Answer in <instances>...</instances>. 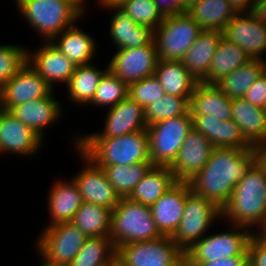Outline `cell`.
<instances>
[{"mask_svg":"<svg viewBox=\"0 0 266 266\" xmlns=\"http://www.w3.org/2000/svg\"><path fill=\"white\" fill-rule=\"evenodd\" d=\"M263 155L261 149L214 148L206 165L189 181L191 190L222 209L235 185Z\"/></svg>","mask_w":266,"mask_h":266,"instance_id":"obj_1","label":"cell"},{"mask_svg":"<svg viewBox=\"0 0 266 266\" xmlns=\"http://www.w3.org/2000/svg\"><path fill=\"white\" fill-rule=\"evenodd\" d=\"M225 217V218H224ZM231 225L259 231L266 224V158L262 155L235 185L221 209V219Z\"/></svg>","mask_w":266,"mask_h":266,"instance_id":"obj_2","label":"cell"},{"mask_svg":"<svg viewBox=\"0 0 266 266\" xmlns=\"http://www.w3.org/2000/svg\"><path fill=\"white\" fill-rule=\"evenodd\" d=\"M78 148L97 166L151 162L147 130L112 138H78Z\"/></svg>","mask_w":266,"mask_h":266,"instance_id":"obj_3","label":"cell"},{"mask_svg":"<svg viewBox=\"0 0 266 266\" xmlns=\"http://www.w3.org/2000/svg\"><path fill=\"white\" fill-rule=\"evenodd\" d=\"M15 1L17 10L23 15L25 21L39 33L38 36L42 37L44 42H50L84 16L68 0Z\"/></svg>","mask_w":266,"mask_h":266,"instance_id":"obj_4","label":"cell"},{"mask_svg":"<svg viewBox=\"0 0 266 266\" xmlns=\"http://www.w3.org/2000/svg\"><path fill=\"white\" fill-rule=\"evenodd\" d=\"M162 236L149 206L120 198L111 211L110 238L115 248L132 242L155 240Z\"/></svg>","mask_w":266,"mask_h":266,"instance_id":"obj_5","label":"cell"},{"mask_svg":"<svg viewBox=\"0 0 266 266\" xmlns=\"http://www.w3.org/2000/svg\"><path fill=\"white\" fill-rule=\"evenodd\" d=\"M230 231L208 233L184 252L185 266L199 262L217 261L238 255H248V244L254 231L244 226L231 225Z\"/></svg>","mask_w":266,"mask_h":266,"instance_id":"obj_6","label":"cell"},{"mask_svg":"<svg viewBox=\"0 0 266 266\" xmlns=\"http://www.w3.org/2000/svg\"><path fill=\"white\" fill-rule=\"evenodd\" d=\"M216 218L221 219V209L205 197L196 195L186 182V201L180 225L172 236L173 242L183 251L203 238Z\"/></svg>","mask_w":266,"mask_h":266,"instance_id":"obj_7","label":"cell"},{"mask_svg":"<svg viewBox=\"0 0 266 266\" xmlns=\"http://www.w3.org/2000/svg\"><path fill=\"white\" fill-rule=\"evenodd\" d=\"M201 31L186 12L164 16L154 30L158 60L181 61Z\"/></svg>","mask_w":266,"mask_h":266,"instance_id":"obj_8","label":"cell"},{"mask_svg":"<svg viewBox=\"0 0 266 266\" xmlns=\"http://www.w3.org/2000/svg\"><path fill=\"white\" fill-rule=\"evenodd\" d=\"M192 128L193 118L189 110L178 117L147 126L152 165L170 167Z\"/></svg>","mask_w":266,"mask_h":266,"instance_id":"obj_9","label":"cell"},{"mask_svg":"<svg viewBox=\"0 0 266 266\" xmlns=\"http://www.w3.org/2000/svg\"><path fill=\"white\" fill-rule=\"evenodd\" d=\"M116 260L123 266H185L184 252L170 236L119 246Z\"/></svg>","mask_w":266,"mask_h":266,"instance_id":"obj_10","label":"cell"},{"mask_svg":"<svg viewBox=\"0 0 266 266\" xmlns=\"http://www.w3.org/2000/svg\"><path fill=\"white\" fill-rule=\"evenodd\" d=\"M36 240V252L48 262L69 265L88 238L72 222L44 227Z\"/></svg>","mask_w":266,"mask_h":266,"instance_id":"obj_11","label":"cell"},{"mask_svg":"<svg viewBox=\"0 0 266 266\" xmlns=\"http://www.w3.org/2000/svg\"><path fill=\"white\" fill-rule=\"evenodd\" d=\"M74 147L80 153V159L84 166L80 172L74 175L72 180L78 187L84 202L93 203L109 208L111 211L117 206L120 197L116 194L114 187L107 180L105 172L98 167L78 148V137H75Z\"/></svg>","mask_w":266,"mask_h":266,"instance_id":"obj_12","label":"cell"},{"mask_svg":"<svg viewBox=\"0 0 266 266\" xmlns=\"http://www.w3.org/2000/svg\"><path fill=\"white\" fill-rule=\"evenodd\" d=\"M158 62L154 40L138 48L119 49L107 65L108 71L128 86L154 75Z\"/></svg>","mask_w":266,"mask_h":266,"instance_id":"obj_13","label":"cell"},{"mask_svg":"<svg viewBox=\"0 0 266 266\" xmlns=\"http://www.w3.org/2000/svg\"><path fill=\"white\" fill-rule=\"evenodd\" d=\"M53 88L27 62L0 88V108L10 111L14 106L48 96Z\"/></svg>","mask_w":266,"mask_h":266,"instance_id":"obj_14","label":"cell"},{"mask_svg":"<svg viewBox=\"0 0 266 266\" xmlns=\"http://www.w3.org/2000/svg\"><path fill=\"white\" fill-rule=\"evenodd\" d=\"M223 37L242 48L252 59H264L266 24L252 12L237 13L225 26Z\"/></svg>","mask_w":266,"mask_h":266,"instance_id":"obj_15","label":"cell"},{"mask_svg":"<svg viewBox=\"0 0 266 266\" xmlns=\"http://www.w3.org/2000/svg\"><path fill=\"white\" fill-rule=\"evenodd\" d=\"M214 147L200 131L194 127L186 136L177 158L169 167L178 182H189L206 165Z\"/></svg>","mask_w":266,"mask_h":266,"instance_id":"obj_16","label":"cell"},{"mask_svg":"<svg viewBox=\"0 0 266 266\" xmlns=\"http://www.w3.org/2000/svg\"><path fill=\"white\" fill-rule=\"evenodd\" d=\"M104 130L101 133L78 135V138H112L147 130L145 109L130 97L108 108Z\"/></svg>","mask_w":266,"mask_h":266,"instance_id":"obj_17","label":"cell"},{"mask_svg":"<svg viewBox=\"0 0 266 266\" xmlns=\"http://www.w3.org/2000/svg\"><path fill=\"white\" fill-rule=\"evenodd\" d=\"M44 140L18 120L10 111L0 108V154L34 155Z\"/></svg>","mask_w":266,"mask_h":266,"instance_id":"obj_18","label":"cell"},{"mask_svg":"<svg viewBox=\"0 0 266 266\" xmlns=\"http://www.w3.org/2000/svg\"><path fill=\"white\" fill-rule=\"evenodd\" d=\"M42 43L35 52L28 49V63L54 90L56 83H68L76 66L51 42Z\"/></svg>","mask_w":266,"mask_h":266,"instance_id":"obj_19","label":"cell"},{"mask_svg":"<svg viewBox=\"0 0 266 266\" xmlns=\"http://www.w3.org/2000/svg\"><path fill=\"white\" fill-rule=\"evenodd\" d=\"M54 90L46 97L14 106L10 112L43 140L45 129L61 118V103L55 98Z\"/></svg>","mask_w":266,"mask_h":266,"instance_id":"obj_20","label":"cell"},{"mask_svg":"<svg viewBox=\"0 0 266 266\" xmlns=\"http://www.w3.org/2000/svg\"><path fill=\"white\" fill-rule=\"evenodd\" d=\"M186 182H176L150 208L153 220L163 236L172 237L184 212Z\"/></svg>","mask_w":266,"mask_h":266,"instance_id":"obj_21","label":"cell"},{"mask_svg":"<svg viewBox=\"0 0 266 266\" xmlns=\"http://www.w3.org/2000/svg\"><path fill=\"white\" fill-rule=\"evenodd\" d=\"M232 120L239 126L244 139L253 147L266 148L265 109L249 103L243 97L232 99Z\"/></svg>","mask_w":266,"mask_h":266,"instance_id":"obj_22","label":"cell"},{"mask_svg":"<svg viewBox=\"0 0 266 266\" xmlns=\"http://www.w3.org/2000/svg\"><path fill=\"white\" fill-rule=\"evenodd\" d=\"M191 116L211 115L222 121L232 119V99L216 84L198 82L189 99Z\"/></svg>","mask_w":266,"mask_h":266,"instance_id":"obj_23","label":"cell"},{"mask_svg":"<svg viewBox=\"0 0 266 266\" xmlns=\"http://www.w3.org/2000/svg\"><path fill=\"white\" fill-rule=\"evenodd\" d=\"M52 186L49 189L47 206L51 221L46 227L61 222H71L83 202L81 193L72 179L56 180Z\"/></svg>","mask_w":266,"mask_h":266,"instance_id":"obj_24","label":"cell"},{"mask_svg":"<svg viewBox=\"0 0 266 266\" xmlns=\"http://www.w3.org/2000/svg\"><path fill=\"white\" fill-rule=\"evenodd\" d=\"M75 22L50 42L75 66L92 63L97 47L94 37L77 27Z\"/></svg>","mask_w":266,"mask_h":266,"instance_id":"obj_25","label":"cell"},{"mask_svg":"<svg viewBox=\"0 0 266 266\" xmlns=\"http://www.w3.org/2000/svg\"><path fill=\"white\" fill-rule=\"evenodd\" d=\"M112 11L110 18L109 37L117 49L138 48L150 44L154 40V31L148 27L138 25L133 19L119 9Z\"/></svg>","mask_w":266,"mask_h":266,"instance_id":"obj_26","label":"cell"},{"mask_svg":"<svg viewBox=\"0 0 266 266\" xmlns=\"http://www.w3.org/2000/svg\"><path fill=\"white\" fill-rule=\"evenodd\" d=\"M222 36V32L202 30L181 60L198 82L208 75L212 58Z\"/></svg>","mask_w":266,"mask_h":266,"instance_id":"obj_27","label":"cell"},{"mask_svg":"<svg viewBox=\"0 0 266 266\" xmlns=\"http://www.w3.org/2000/svg\"><path fill=\"white\" fill-rule=\"evenodd\" d=\"M186 13L202 30L223 32L237 14L228 0H200L187 8Z\"/></svg>","mask_w":266,"mask_h":266,"instance_id":"obj_28","label":"cell"},{"mask_svg":"<svg viewBox=\"0 0 266 266\" xmlns=\"http://www.w3.org/2000/svg\"><path fill=\"white\" fill-rule=\"evenodd\" d=\"M177 181L167 166H152L128 199L151 207Z\"/></svg>","mask_w":266,"mask_h":266,"instance_id":"obj_29","label":"cell"},{"mask_svg":"<svg viewBox=\"0 0 266 266\" xmlns=\"http://www.w3.org/2000/svg\"><path fill=\"white\" fill-rule=\"evenodd\" d=\"M154 75L166 94L190 98L198 81L181 61L158 60Z\"/></svg>","mask_w":266,"mask_h":266,"instance_id":"obj_30","label":"cell"},{"mask_svg":"<svg viewBox=\"0 0 266 266\" xmlns=\"http://www.w3.org/2000/svg\"><path fill=\"white\" fill-rule=\"evenodd\" d=\"M250 59L252 58L242 48L222 36L212 58L209 73L201 82L216 84Z\"/></svg>","mask_w":266,"mask_h":266,"instance_id":"obj_31","label":"cell"},{"mask_svg":"<svg viewBox=\"0 0 266 266\" xmlns=\"http://www.w3.org/2000/svg\"><path fill=\"white\" fill-rule=\"evenodd\" d=\"M107 71L108 67L100 70L93 65V62L76 66L73 75L65 85L69 100L79 105L91 103L99 82Z\"/></svg>","mask_w":266,"mask_h":266,"instance_id":"obj_32","label":"cell"},{"mask_svg":"<svg viewBox=\"0 0 266 266\" xmlns=\"http://www.w3.org/2000/svg\"><path fill=\"white\" fill-rule=\"evenodd\" d=\"M265 71V59H250L243 66L224 76L216 85L227 97L240 98Z\"/></svg>","mask_w":266,"mask_h":266,"instance_id":"obj_33","label":"cell"},{"mask_svg":"<svg viewBox=\"0 0 266 266\" xmlns=\"http://www.w3.org/2000/svg\"><path fill=\"white\" fill-rule=\"evenodd\" d=\"M71 222L87 237H110L111 210L107 207L83 201Z\"/></svg>","mask_w":266,"mask_h":266,"instance_id":"obj_34","label":"cell"},{"mask_svg":"<svg viewBox=\"0 0 266 266\" xmlns=\"http://www.w3.org/2000/svg\"><path fill=\"white\" fill-rule=\"evenodd\" d=\"M151 162L132 165L98 166L103 169L107 180L114 187L120 198H128L135 186L142 180L152 167Z\"/></svg>","mask_w":266,"mask_h":266,"instance_id":"obj_35","label":"cell"},{"mask_svg":"<svg viewBox=\"0 0 266 266\" xmlns=\"http://www.w3.org/2000/svg\"><path fill=\"white\" fill-rule=\"evenodd\" d=\"M116 260L110 237H88L68 266H109Z\"/></svg>","mask_w":266,"mask_h":266,"instance_id":"obj_36","label":"cell"},{"mask_svg":"<svg viewBox=\"0 0 266 266\" xmlns=\"http://www.w3.org/2000/svg\"><path fill=\"white\" fill-rule=\"evenodd\" d=\"M189 99L165 94L162 98L150 103L145 108L147 126L185 114L189 110Z\"/></svg>","mask_w":266,"mask_h":266,"instance_id":"obj_37","label":"cell"},{"mask_svg":"<svg viewBox=\"0 0 266 266\" xmlns=\"http://www.w3.org/2000/svg\"><path fill=\"white\" fill-rule=\"evenodd\" d=\"M129 86L119 77L107 71L101 78L95 91L92 106L114 107L128 97Z\"/></svg>","mask_w":266,"mask_h":266,"instance_id":"obj_38","label":"cell"},{"mask_svg":"<svg viewBox=\"0 0 266 266\" xmlns=\"http://www.w3.org/2000/svg\"><path fill=\"white\" fill-rule=\"evenodd\" d=\"M119 10L133 19L138 25L148 27L153 31L164 19L154 0H128L119 7Z\"/></svg>","mask_w":266,"mask_h":266,"instance_id":"obj_39","label":"cell"},{"mask_svg":"<svg viewBox=\"0 0 266 266\" xmlns=\"http://www.w3.org/2000/svg\"><path fill=\"white\" fill-rule=\"evenodd\" d=\"M28 62V49L18 44L0 45V88Z\"/></svg>","mask_w":266,"mask_h":266,"instance_id":"obj_40","label":"cell"},{"mask_svg":"<svg viewBox=\"0 0 266 266\" xmlns=\"http://www.w3.org/2000/svg\"><path fill=\"white\" fill-rule=\"evenodd\" d=\"M165 94L157 77L152 75L130 84L128 97L145 109L150 103L162 98Z\"/></svg>","mask_w":266,"mask_h":266,"instance_id":"obj_41","label":"cell"},{"mask_svg":"<svg viewBox=\"0 0 266 266\" xmlns=\"http://www.w3.org/2000/svg\"><path fill=\"white\" fill-rule=\"evenodd\" d=\"M252 146L244 139L239 126L234 120H225L220 124L219 148H242L247 149Z\"/></svg>","mask_w":266,"mask_h":266,"instance_id":"obj_42","label":"cell"},{"mask_svg":"<svg viewBox=\"0 0 266 266\" xmlns=\"http://www.w3.org/2000/svg\"><path fill=\"white\" fill-rule=\"evenodd\" d=\"M191 117L193 127L209 139L214 148H219V129L223 121L211 115Z\"/></svg>","mask_w":266,"mask_h":266,"instance_id":"obj_43","label":"cell"},{"mask_svg":"<svg viewBox=\"0 0 266 266\" xmlns=\"http://www.w3.org/2000/svg\"><path fill=\"white\" fill-rule=\"evenodd\" d=\"M248 265L266 266V243L256 233L248 244Z\"/></svg>","mask_w":266,"mask_h":266,"instance_id":"obj_44","label":"cell"},{"mask_svg":"<svg viewBox=\"0 0 266 266\" xmlns=\"http://www.w3.org/2000/svg\"><path fill=\"white\" fill-rule=\"evenodd\" d=\"M245 100L254 106L265 109L266 107V71L254 82L243 96Z\"/></svg>","mask_w":266,"mask_h":266,"instance_id":"obj_45","label":"cell"},{"mask_svg":"<svg viewBox=\"0 0 266 266\" xmlns=\"http://www.w3.org/2000/svg\"><path fill=\"white\" fill-rule=\"evenodd\" d=\"M163 16L184 13V0H154Z\"/></svg>","mask_w":266,"mask_h":266,"instance_id":"obj_46","label":"cell"},{"mask_svg":"<svg viewBox=\"0 0 266 266\" xmlns=\"http://www.w3.org/2000/svg\"><path fill=\"white\" fill-rule=\"evenodd\" d=\"M248 255L220 258L217 261L199 262L196 266H247Z\"/></svg>","mask_w":266,"mask_h":266,"instance_id":"obj_47","label":"cell"},{"mask_svg":"<svg viewBox=\"0 0 266 266\" xmlns=\"http://www.w3.org/2000/svg\"><path fill=\"white\" fill-rule=\"evenodd\" d=\"M237 13L252 12L256 0H228Z\"/></svg>","mask_w":266,"mask_h":266,"instance_id":"obj_48","label":"cell"},{"mask_svg":"<svg viewBox=\"0 0 266 266\" xmlns=\"http://www.w3.org/2000/svg\"><path fill=\"white\" fill-rule=\"evenodd\" d=\"M252 13L258 20L266 24V0H256Z\"/></svg>","mask_w":266,"mask_h":266,"instance_id":"obj_49","label":"cell"},{"mask_svg":"<svg viewBox=\"0 0 266 266\" xmlns=\"http://www.w3.org/2000/svg\"><path fill=\"white\" fill-rule=\"evenodd\" d=\"M99 7L108 9H119L128 0H97ZM107 8V9H106Z\"/></svg>","mask_w":266,"mask_h":266,"instance_id":"obj_50","label":"cell"},{"mask_svg":"<svg viewBox=\"0 0 266 266\" xmlns=\"http://www.w3.org/2000/svg\"><path fill=\"white\" fill-rule=\"evenodd\" d=\"M71 2L85 17L86 8L85 1L86 0H68Z\"/></svg>","mask_w":266,"mask_h":266,"instance_id":"obj_51","label":"cell"},{"mask_svg":"<svg viewBox=\"0 0 266 266\" xmlns=\"http://www.w3.org/2000/svg\"><path fill=\"white\" fill-rule=\"evenodd\" d=\"M256 234L266 243V224Z\"/></svg>","mask_w":266,"mask_h":266,"instance_id":"obj_52","label":"cell"},{"mask_svg":"<svg viewBox=\"0 0 266 266\" xmlns=\"http://www.w3.org/2000/svg\"><path fill=\"white\" fill-rule=\"evenodd\" d=\"M200 0H184V12H186L187 8L192 6L194 3L199 2Z\"/></svg>","mask_w":266,"mask_h":266,"instance_id":"obj_53","label":"cell"},{"mask_svg":"<svg viewBox=\"0 0 266 266\" xmlns=\"http://www.w3.org/2000/svg\"><path fill=\"white\" fill-rule=\"evenodd\" d=\"M42 264L40 263V266H67V265H60V264H53L48 262L45 258L41 256Z\"/></svg>","mask_w":266,"mask_h":266,"instance_id":"obj_54","label":"cell"},{"mask_svg":"<svg viewBox=\"0 0 266 266\" xmlns=\"http://www.w3.org/2000/svg\"><path fill=\"white\" fill-rule=\"evenodd\" d=\"M112 266H123V265L120 264L117 260H115V261L112 263Z\"/></svg>","mask_w":266,"mask_h":266,"instance_id":"obj_55","label":"cell"},{"mask_svg":"<svg viewBox=\"0 0 266 266\" xmlns=\"http://www.w3.org/2000/svg\"><path fill=\"white\" fill-rule=\"evenodd\" d=\"M263 156L266 158V148L263 150Z\"/></svg>","mask_w":266,"mask_h":266,"instance_id":"obj_56","label":"cell"}]
</instances>
